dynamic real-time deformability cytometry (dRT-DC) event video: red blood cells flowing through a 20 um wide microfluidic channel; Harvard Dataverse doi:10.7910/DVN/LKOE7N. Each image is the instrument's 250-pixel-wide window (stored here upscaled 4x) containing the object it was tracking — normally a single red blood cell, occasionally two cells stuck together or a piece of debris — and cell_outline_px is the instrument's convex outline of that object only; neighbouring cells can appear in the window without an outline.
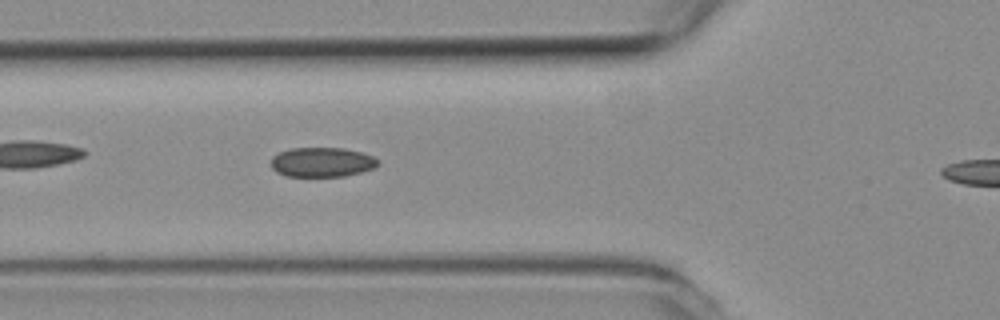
{"species": "common noctule bat (a hibernating species)", "species_latin": "Nyctalus noctula", "temperature_condition": "room temperature", "stored_images_in_passage": 41, "camera_frame_rate_fps": 3000, "um_per_image_px": 0.085, "animal": {"sex": "female", "body_mass_g": 19.3, "forearm_length_mm": 54.1}, "frame": {"image": 1, "passage_image": 18, "time_ms": 5.667, "image_size_px": [1000, 320], "cell_outline_px": [[380, 164], [376, 168], [344, 176], [284, 176], [276, 172], [272, 168], [272, 156], [280, 152], [292, 148], [344, 148], [360, 152], [372, 156], [380, 160]], "centroid_in_image_um": [27.39, 13.79], "position_along_channel_um": 98.4, "area_um2": 18.5}}
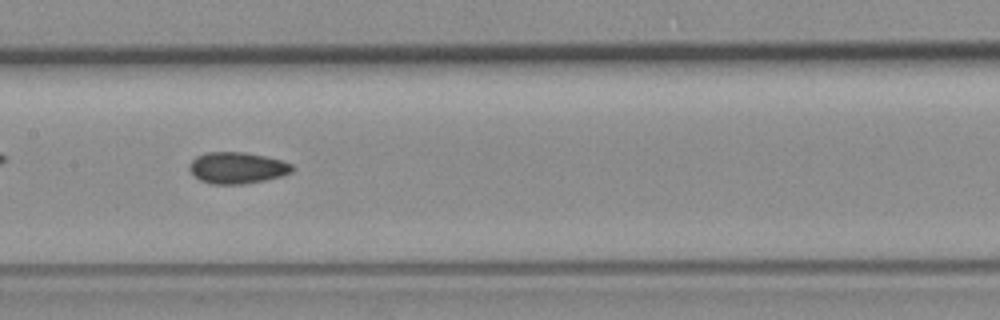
{"frame": {"image": 2, "passage_image": 25, "time_ms": 8.0, "image_size_px": [1000, 320], "cell_outline_px": [[292, 172], [280, 176], [264, 180], [240, 184], [212, 184], [200, 180], [188, 168], [188, 164], [196, 156], [208, 152], [244, 152], [264, 156], [280, 160], [292, 164]], "centroid_in_image_um": [20.13, 14.26], "position_along_channel_um": 187.3, "area_um2": 18.61}}
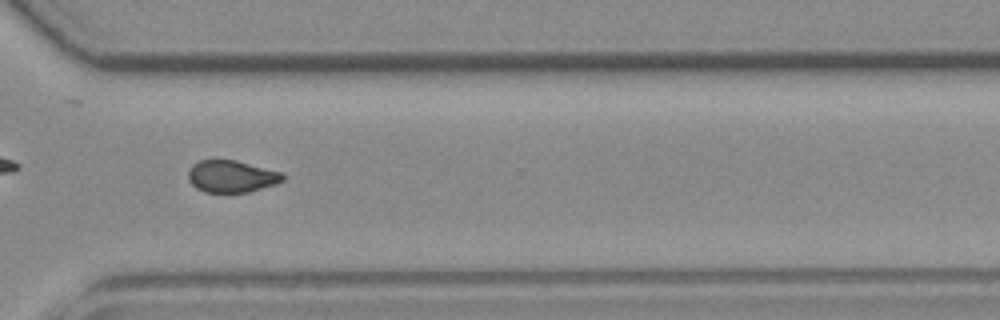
{"frame": {"image": 3, "passage_image": 38, "time_ms": 12.333, "image_size_px": [1000, 320], "cell_outline_px": [[284, 180], [276, 184], [248, 192], [204, 192], [196, 188], [188, 180], [188, 172], [192, 164], [200, 160], [236, 160], [284, 172]], "centroid_in_image_um": [19.69, 14.98], "position_along_channel_um": 350.9, "area_um2": 17.8}, "authors_computed_cell_mechanics": {"area_um2": 18.8428, "velocity_mm_per_s": 3.7909, "shape_relaxation_time_tau1_ms": null, "shape_relaxation_time_tau2_ms": 2.7546, "deformation_change_tau1": null, "deformation_change_tau2": 0.0769}}